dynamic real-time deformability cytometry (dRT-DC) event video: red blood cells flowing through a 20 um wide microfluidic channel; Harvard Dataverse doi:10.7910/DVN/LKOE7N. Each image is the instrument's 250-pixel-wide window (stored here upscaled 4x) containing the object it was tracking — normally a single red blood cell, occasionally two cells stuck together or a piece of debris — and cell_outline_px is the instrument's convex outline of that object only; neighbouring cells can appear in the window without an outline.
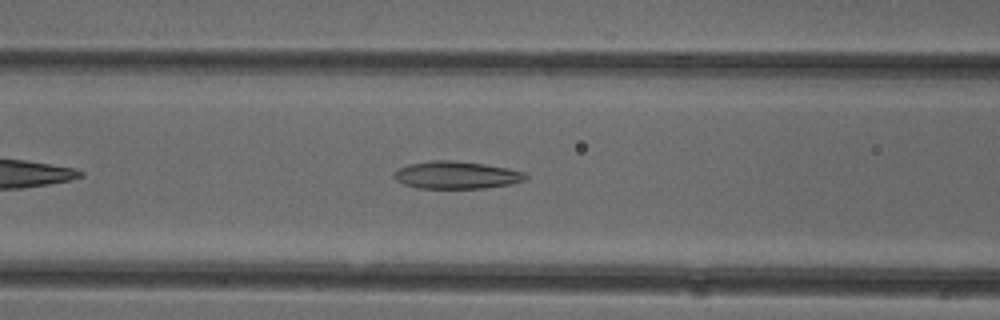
{"species": "common noctule bat (a hibernating species)", "species_latin": "Nyctalus noctula", "temperature_condition": "cold", "stored_images_in_passage": 35, "camera_frame_rate_fps": 3000, "um_per_image_px": 0.085, "animal": {"sex": "female"}, "frame": {"image": 1, "passage_image": 7, "time_ms": 2.0, "image_size_px": [1000, 320], "cell_outline_px": [[528, 176], [524, 180], [512, 184], [484, 188], [416, 188], [404, 184], [396, 180], [392, 176], [392, 172], [408, 164], [432, 160], [448, 160], [484, 164], [508, 168], [524, 172]], "centroid_in_image_um": [38.77, 14.88], "position_along_channel_um": 127.8, "area_um2": 21.1}}
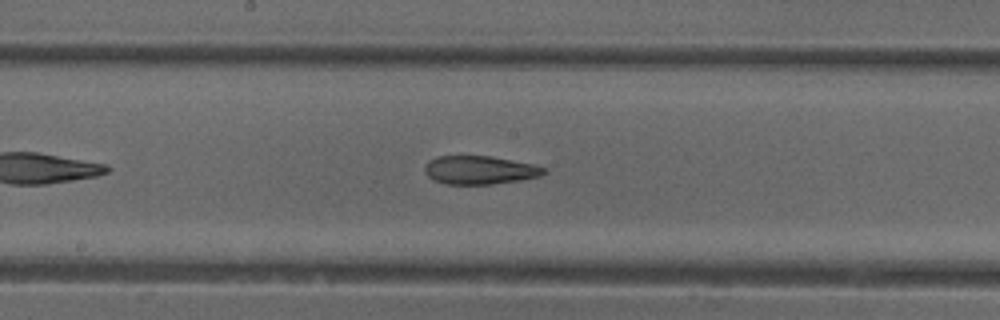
{"frame": {"image": 2, "passage_image": 13, "time_ms": 4.0, "image_size_px": [1000, 320], "cell_outline_px": [[548, 172], [540, 176], [520, 180], [492, 184], [444, 184], [428, 176], [424, 172], [424, 164], [428, 160], [436, 156], [488, 156], [532, 164], [548, 168]], "centroid_in_image_um": [40.76, 14.45], "position_along_channel_um": 207.4, "area_um2": 19.77}}
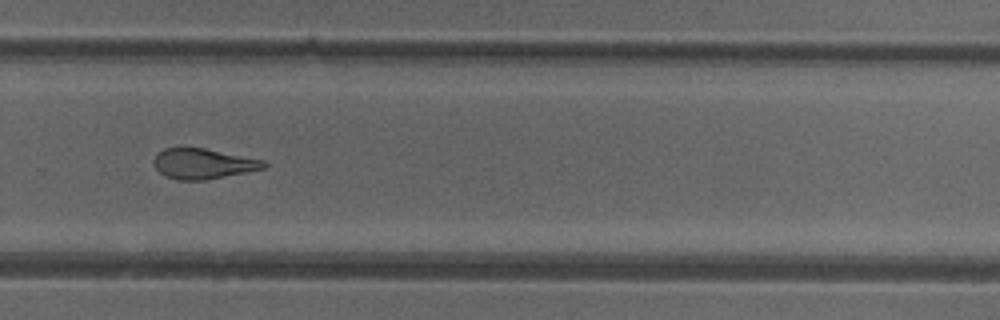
{"frame": {"image": 3, "passage_image": 21, "time_ms": 6.667, "image_size_px": [1000, 320], "cell_outline_px": [[268, 164], [264, 168], [248, 172], [208, 180], [176, 180], [164, 176], [156, 168], [152, 160], [156, 152], [164, 148], [204, 148], [264, 160]], "centroid_in_image_um": [17.24, 13.92], "position_along_channel_um": 312.6, "area_um2": 19.65}, "authors_computed_cell_mechanics": {"area_um2": 20.808, "velocity_mm_per_s": 3.9683, "shape_relaxation_time_tau1_ms": null, "shape_relaxation_time_tau2_ms": 2.8759, "deformation_change_tau1": null, "deformation_change_tau2": 0.1121}}